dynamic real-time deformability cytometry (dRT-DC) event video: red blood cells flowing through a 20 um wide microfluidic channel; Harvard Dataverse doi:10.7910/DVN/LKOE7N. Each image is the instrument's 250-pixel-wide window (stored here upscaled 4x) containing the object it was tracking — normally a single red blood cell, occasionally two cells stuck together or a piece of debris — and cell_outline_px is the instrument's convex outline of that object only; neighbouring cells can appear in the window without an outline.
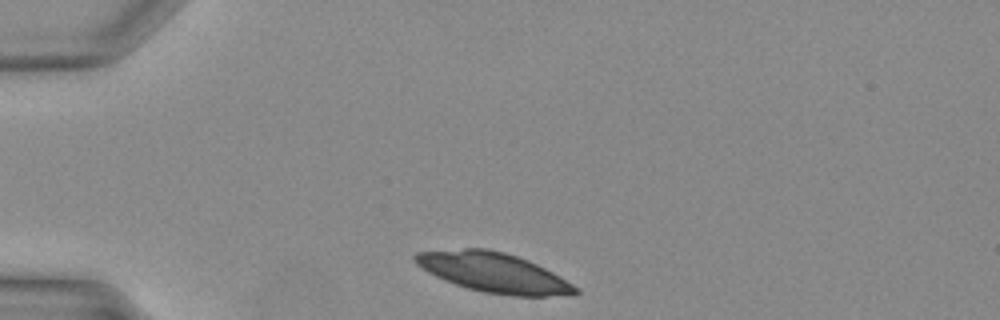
{"species": "Egyptian fruit bat (a non-hibernating species)", "species_latin": "Rousettus aegyptiacus", "temperature_condition": "warm", "stored_images_in_passage": 25, "camera_frame_rate_fps": 3000, "um_per_image_px": 0.085, "animal": {"sex": "female"}, "frame": {"image": 1, "passage_image": 1, "time_ms": 0.0, "image_size_px": [1000, 320], "cell_outline_px": [[580, 292], [544, 296], [512, 296], [484, 292], [468, 288], [444, 280], [428, 272], [416, 264], [412, 260], [412, 256], [416, 252], [464, 248], [488, 248], [504, 252], [528, 260], [552, 272], [572, 284]], "centroid_in_image_um": [41.87, 23.14], "position_along_channel_um": 43.1, "area_um2": 36.59}}